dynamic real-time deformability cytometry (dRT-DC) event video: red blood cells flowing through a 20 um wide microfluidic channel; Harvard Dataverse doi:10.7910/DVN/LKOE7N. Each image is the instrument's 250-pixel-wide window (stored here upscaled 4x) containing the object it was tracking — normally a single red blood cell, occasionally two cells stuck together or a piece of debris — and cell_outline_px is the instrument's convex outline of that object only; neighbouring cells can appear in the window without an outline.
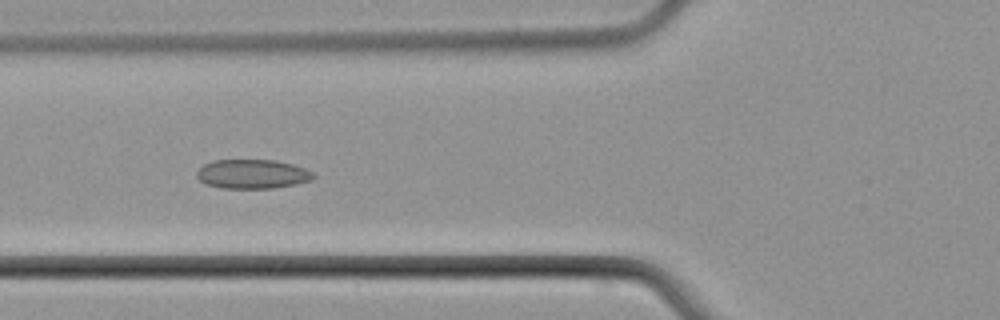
{"species": "common noctule bat (a hibernating species)", "species_latin": "Nyctalus noctula", "temperature_condition": "cold", "stored_images_in_passage": 6, "camera_frame_rate_fps": 3000, "um_per_image_px": 0.085, "animal": {"sex": "male", "body_mass_g": 21.5, "forearm_length_mm": 52.0}, "frame": {"image": 1, "passage_image": 3, "time_ms": 2.333, "image_size_px": [1000, 320], "cell_outline_px": [[316, 176], [312, 180], [296, 184], [272, 188], [220, 188], [204, 184], [196, 176], [196, 172], [204, 164], [212, 160], [272, 160], [292, 164], [304, 168], [312, 172]], "centroid_in_image_um": [21.43, 14.8], "position_along_channel_um": 104.4, "area_um2": 19.88}}
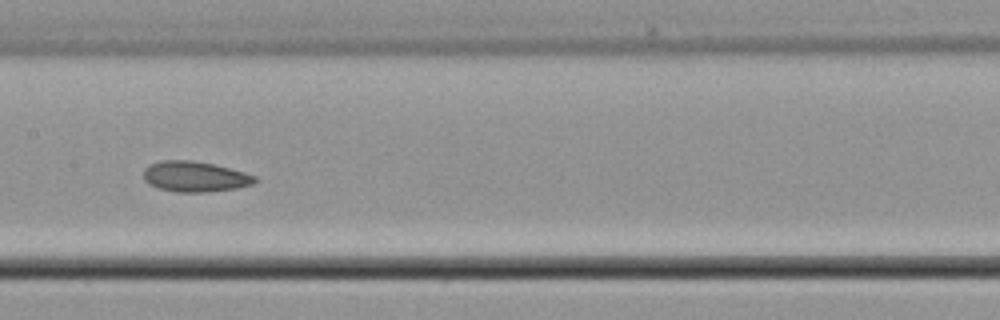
{"frame": {"image": 2, "passage_image": 5, "time_ms": 4.667, "image_size_px": [1000, 320], "cell_outline_px": [[256, 180], [252, 184], [236, 188], [208, 192], [176, 192], [156, 188], [148, 184], [144, 180], [144, 168], [160, 160], [192, 160], [212, 164], [244, 172], [256, 176]], "centroid_in_image_um": [16.53, 15.02], "position_along_channel_um": 190.9, "area_um2": 19.77}}
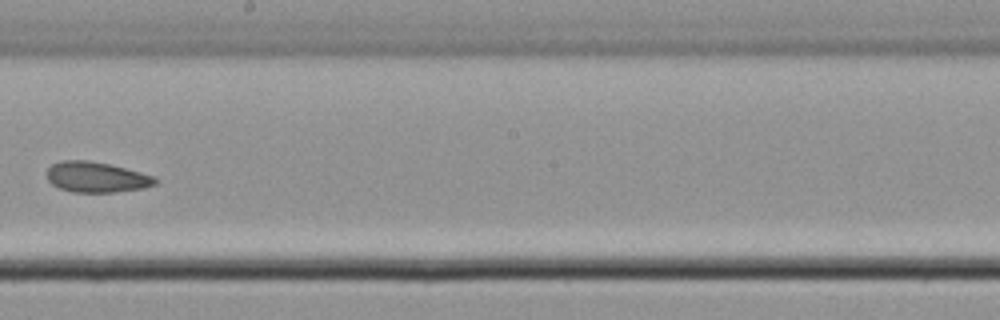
{"frame": {"image": 3, "passage_image": 6, "time_ms": 6.0, "image_size_px": [1000, 320], "cell_outline_px": [[160, 180], [156, 184], [144, 188], [112, 192], [72, 192], [60, 188], [52, 184], [48, 180], [48, 168], [52, 164], [60, 160], [88, 160], [112, 164], [156, 176]], "centroid_in_image_um": [8.24, 15.04], "position_along_channel_um": 240.0, "area_um2": 19.48}}